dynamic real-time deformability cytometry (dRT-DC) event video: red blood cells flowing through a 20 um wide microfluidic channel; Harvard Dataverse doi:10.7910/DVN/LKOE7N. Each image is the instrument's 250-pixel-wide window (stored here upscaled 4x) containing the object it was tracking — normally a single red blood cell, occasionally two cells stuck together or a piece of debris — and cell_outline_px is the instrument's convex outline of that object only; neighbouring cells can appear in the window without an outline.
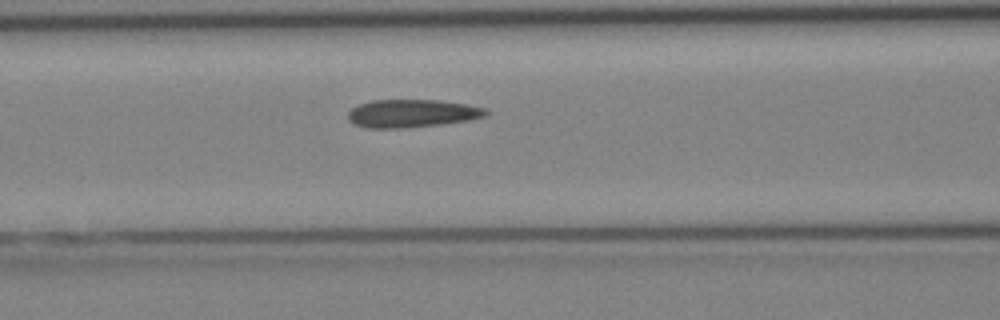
{"species": "Egyptian fruit bat (a non-hibernating species)", "species_latin": "Rousettus aegyptiacus", "temperature_condition": "cold", "stored_images_in_passage": 5, "camera_frame_rate_fps": 3000, "um_per_image_px": 0.085, "animal": {"sex": "female"}, "frame": {"image": 1, "passage_image": 5, "time_ms": 5.667, "image_size_px": [1000, 320], "cell_outline_px": [[488, 116], [468, 120], [440, 124], [404, 128], [368, 128], [352, 124], [348, 120], [348, 112], [352, 108], [360, 104], [372, 100], [440, 100], [464, 104], [484, 108], [488, 112]], "centroid_in_image_um": [34.98, 9.64], "position_along_channel_um": 131.6, "area_um2": 22.43}}